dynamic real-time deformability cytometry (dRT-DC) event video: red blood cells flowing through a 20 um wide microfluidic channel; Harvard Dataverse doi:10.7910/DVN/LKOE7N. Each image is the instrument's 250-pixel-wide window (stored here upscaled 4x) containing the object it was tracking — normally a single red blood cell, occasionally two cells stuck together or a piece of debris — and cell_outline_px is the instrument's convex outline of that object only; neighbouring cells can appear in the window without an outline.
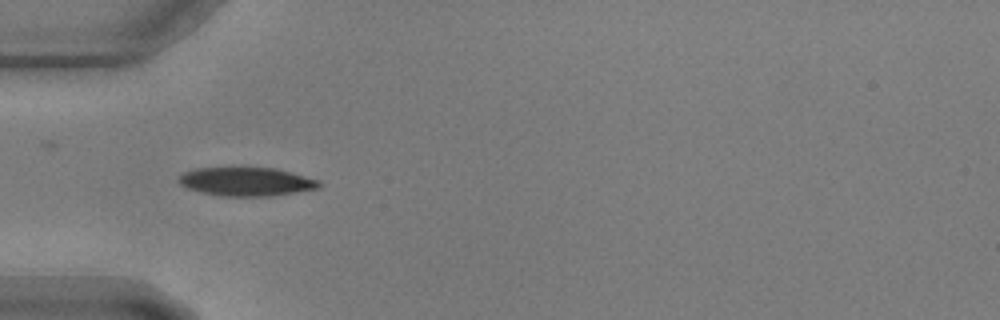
{"species": "common noctule bat (a hibernating species)", "species_latin": "Nyctalus noctula", "temperature_condition": "warm", "stored_images_in_passage": 28, "camera_frame_rate_fps": 3000, "um_per_image_px": 0.085, "animal": {"sex": "male", "body_mass_g": 17.9, "forearm_length_mm": 54.2}, "frame": {"image": 1, "passage_image": 1, "time_ms": 0.0, "image_size_px": [1000, 320], "cell_outline_px": [[320, 188], [272, 196], [220, 196], [188, 188], [180, 184], [176, 180], [184, 172], [192, 168], [228, 164], [244, 164], [276, 168], [292, 172], [320, 180]], "centroid_in_image_um": [20.9, 15.36], "position_along_channel_um": 64.1, "area_um2": 24.85}}
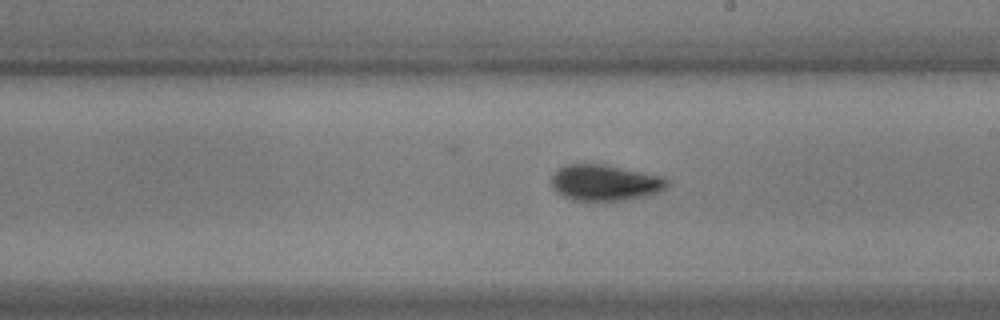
{"frame": {"image": 2, "passage_image": 16, "time_ms": 5.0, "image_size_px": [1000, 320], "cell_outline_px": [[668, 188], [660, 192], [648, 196], [624, 200], [572, 200], [564, 196], [552, 188], [552, 176], [564, 164], [604, 164], [664, 176], [668, 180]], "centroid_in_image_um": [51.48, 15.52], "position_along_channel_um": 237.5, "area_um2": 24.39}}
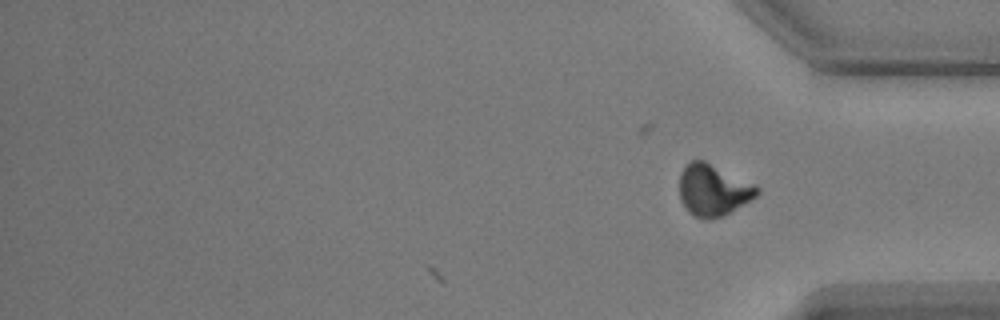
{"frame": {"image": 3, "passage_image": 28, "time_ms": 9.0, "image_size_px": [1000, 320], "cell_outline_px": [[760, 192], [756, 196], [724, 216], [708, 220], [704, 220], [688, 212], [680, 200], [680, 172], [692, 160], [704, 160], [756, 184], [760, 188]], "centroid_in_image_um": [60.63, 16.17], "position_along_channel_um": 374.6, "area_um2": 23.41}}